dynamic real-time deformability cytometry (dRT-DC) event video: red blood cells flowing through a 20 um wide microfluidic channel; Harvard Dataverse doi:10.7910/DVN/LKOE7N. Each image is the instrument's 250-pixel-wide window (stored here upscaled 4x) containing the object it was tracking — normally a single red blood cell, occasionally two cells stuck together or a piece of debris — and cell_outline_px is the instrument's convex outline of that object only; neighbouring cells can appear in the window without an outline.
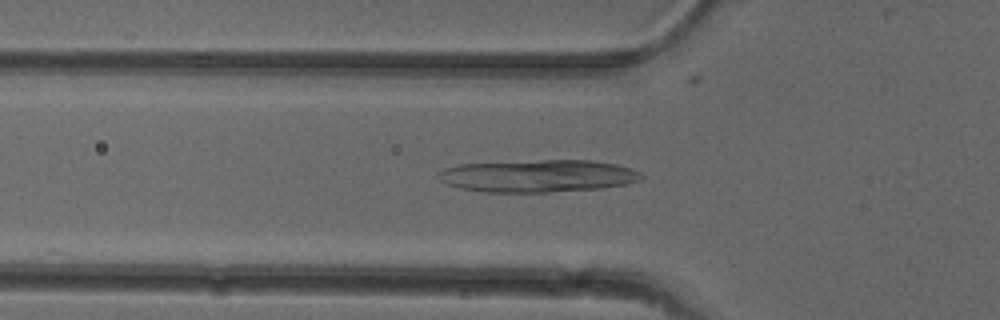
{"species": "common noctule bat (a hibernating species)", "species_latin": "Nyctalus noctula", "temperature_condition": "cold", "stored_images_in_passage": 52, "camera_frame_rate_fps": 3000, "um_per_image_px": 0.085, "animal": {"sex": "female"}, "frame": {"image": 1, "passage_image": 17, "time_ms": 5.333, "image_size_px": [1000, 320], "cell_outline_px": [[644, 176], [640, 180], [624, 184], [600, 188], [548, 192], [484, 192], [460, 188], [448, 184], [440, 180], [436, 176], [436, 172], [444, 168], [460, 164], [540, 160], [592, 160], [616, 164], [632, 168], [640, 172]], "centroid_in_image_um": [45.71, 14.95], "position_along_channel_um": 80.1, "area_um2": 38.44}}
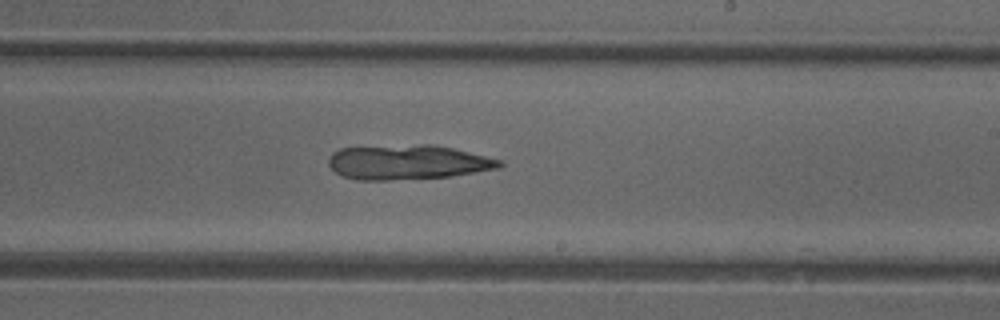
{"frame": {"image": 2, "passage_image": 30, "time_ms": 9.667, "image_size_px": [1000, 320], "cell_outline_px": [[504, 164], [500, 168], [476, 172], [448, 176], [388, 180], [356, 180], [344, 176], [336, 172], [328, 164], [328, 156], [332, 152], [340, 148], [420, 144], [428, 144], [452, 148], [500, 160]], "centroid_in_image_um": [34.61, 13.78], "position_along_channel_um": 254.4, "area_um2": 34.22}}
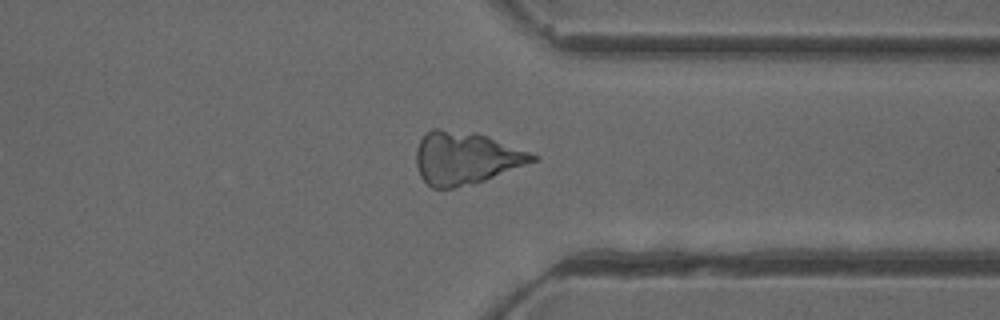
{"frame": {"image": 3, "passage_image": 39, "time_ms": 12.667, "image_size_px": [1000, 320], "cell_outline_px": [[540, 160], [484, 180], [456, 188], [432, 188], [420, 176], [416, 164], [416, 148], [424, 132], [432, 128], [440, 128], [476, 132], [488, 136], [540, 156]], "centroid_in_image_um": [39.57, 13.41], "position_along_channel_um": 371.8, "area_um2": 36.01}}